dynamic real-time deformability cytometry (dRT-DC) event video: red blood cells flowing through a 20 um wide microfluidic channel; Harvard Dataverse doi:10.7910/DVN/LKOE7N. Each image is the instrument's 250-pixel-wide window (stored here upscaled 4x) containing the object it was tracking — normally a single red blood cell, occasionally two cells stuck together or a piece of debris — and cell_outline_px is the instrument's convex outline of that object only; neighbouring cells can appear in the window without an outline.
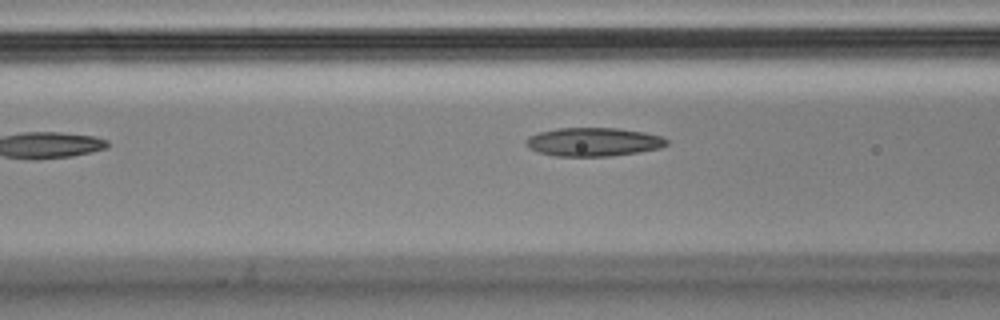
{"species": "Egyptian fruit bat (a non-hibernating species)", "species_latin": "Rousettus aegyptiacus", "temperature_condition": "cold", "stored_images_in_passage": 5, "camera_frame_rate_fps": 3000, "um_per_image_px": 0.085, "animal": {"sex": "male"}, "frame": {"image": 1, "passage_image": 4, "time_ms": 1.0, "image_size_px": [1000, 320], "cell_outline_px": [[668, 144], [660, 148], [636, 152], [608, 156], [552, 156], [536, 152], [528, 148], [524, 144], [524, 140], [528, 136], [540, 132], [556, 128], [620, 128], [644, 132], [660, 136], [668, 140]], "centroid_in_image_um": [50.37, 12.06], "position_along_channel_um": 116.2, "area_um2": 23.58}}
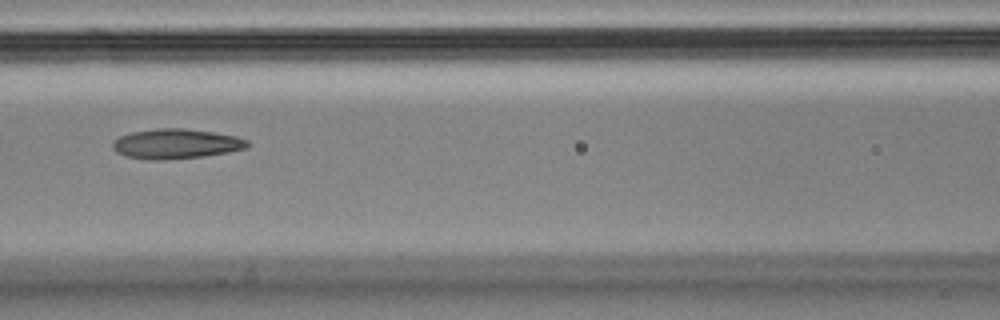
{"frame": {"image": 2, "passage_image": 5, "time_ms": 1.333, "image_size_px": [1000, 320], "cell_outline_px": [[248, 148], [228, 152], [204, 156], [124, 156], [116, 152], [112, 148], [112, 144], [120, 136], [132, 132], [156, 128], [184, 128], [212, 132], [236, 136], [248, 140]], "centroid_in_image_um": [15.03, 12.16], "position_along_channel_um": 151.6, "area_um2": 22.14}}